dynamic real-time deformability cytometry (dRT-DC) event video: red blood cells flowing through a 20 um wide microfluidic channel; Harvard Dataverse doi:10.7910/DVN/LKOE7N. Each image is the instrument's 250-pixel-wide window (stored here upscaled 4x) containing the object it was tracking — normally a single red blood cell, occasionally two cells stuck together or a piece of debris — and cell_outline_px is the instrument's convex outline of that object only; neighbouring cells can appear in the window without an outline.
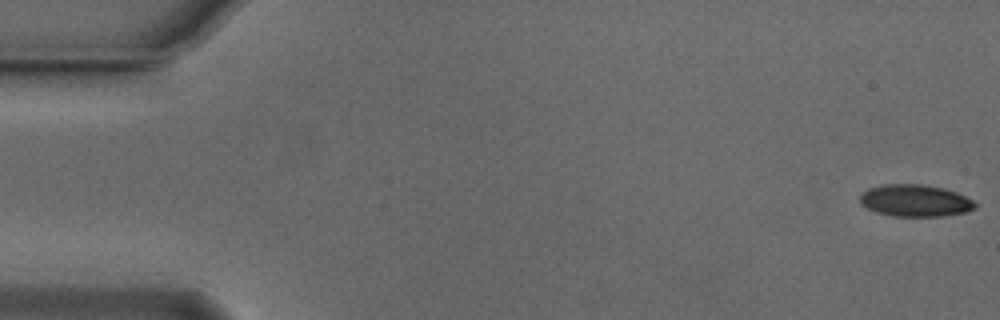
{"species": "Egyptian fruit bat (a non-hibernating species)", "species_latin": "Rousettus aegyptiacus", "temperature_condition": "cold", "stored_images_in_passage": 55, "camera_frame_rate_fps": 3000, "um_per_image_px": 0.085, "animal": {"sex": "male"}, "frame": {"image": 1, "passage_image": 1, "time_ms": 0.0, "image_size_px": [1000, 320], "cell_outline_px": [[976, 208], [964, 212], [940, 216], [892, 216], [876, 212], [860, 204], [860, 196], [868, 188], [884, 184], [920, 184], [944, 188], [956, 192], [972, 200], [976, 204]], "centroid_in_image_um": [77.77, 17.05], "position_along_channel_um": 7.2, "area_um2": 21.33}}
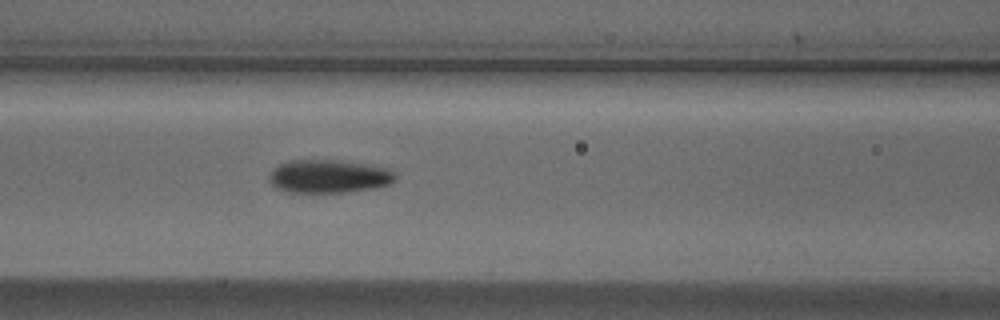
{"frame": {"image": 2, "passage_image": 23, "time_ms": 7.333, "image_size_px": [1000, 320], "cell_outline_px": [[396, 180], [388, 184], [372, 188], [344, 192], [288, 192], [276, 188], [272, 184], [268, 176], [272, 168], [288, 160], [336, 160], [364, 164], [388, 168], [396, 176]], "centroid_in_image_um": [27.9, 14.98], "position_along_channel_um": 138.7, "area_um2": 24.28}}
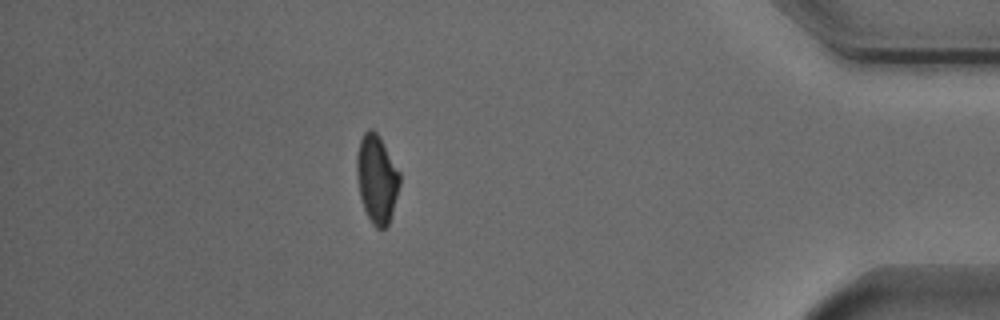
{"frame": {"image": 3, "passage_image": 48, "time_ms": 15.667, "image_size_px": [1000, 320], "cell_outline_px": [[400, 184], [392, 212], [388, 224], [384, 228], [376, 228], [372, 224], [364, 208], [360, 196], [356, 172], [356, 156], [360, 140], [364, 132], [368, 128], [372, 128], [380, 136], [400, 172]], "centroid_in_image_um": [32.02, 15.16], "position_along_channel_um": 403.2, "area_um2": 22.08}, "authors_computed_cell_mechanics": {"area_um2": 22.831, "velocity_mm_per_s": 3.745, "shape_relaxation_time_tau1_ms": 4.4089, "shape_relaxation_time_tau2_ms": 4.926, "deformation_change_tau1": 0.1085, "deformation_change_tau2": 0.0945}}